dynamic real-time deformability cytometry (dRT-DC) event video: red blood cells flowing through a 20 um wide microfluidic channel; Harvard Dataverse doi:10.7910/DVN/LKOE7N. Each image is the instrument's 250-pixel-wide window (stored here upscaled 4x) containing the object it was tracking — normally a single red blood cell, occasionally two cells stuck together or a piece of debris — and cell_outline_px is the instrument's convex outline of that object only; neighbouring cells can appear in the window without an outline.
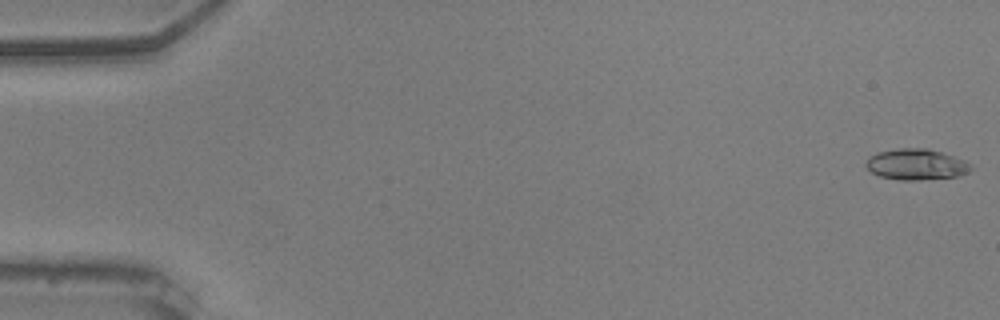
{"species": "common noctule bat (a hibernating species)", "species_latin": "Nyctalus noctula", "temperature_condition": "warm", "stored_images_in_passage": 55, "camera_frame_rate_fps": 3000, "um_per_image_px": 0.085, "animal": {"sex": "male", "body_mass_g": 20.5, "forearm_length_mm": 52.5}, "frame": {"image": 1, "passage_image": 1, "time_ms": 0.0, "image_size_px": [1000, 320], "cell_outline_px": [[972, 168], [968, 172], [960, 176], [920, 180], [900, 180], [880, 176], [872, 172], [864, 164], [876, 152], [896, 148], [928, 148], [964, 160], [972, 164]], "centroid_in_image_um": [77.9, 13.97], "position_along_channel_um": 7.1, "area_um2": 18.9}}
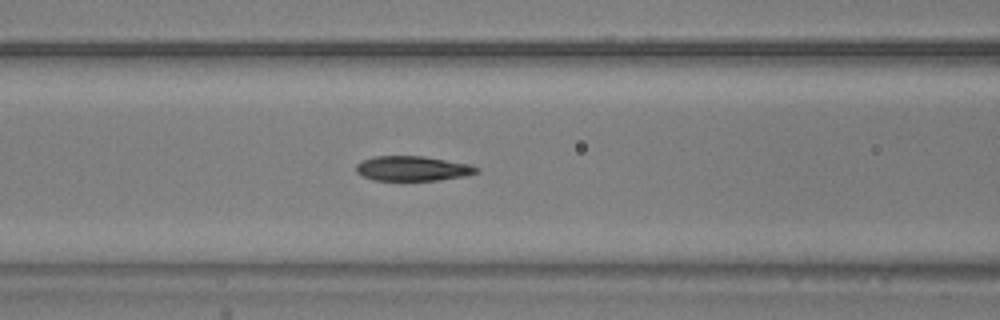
{"frame": {"image": 2, "passage_image": 23, "time_ms": 7.333, "image_size_px": [1000, 320], "cell_outline_px": [[480, 168], [476, 172], [468, 176], [440, 180], [372, 180], [360, 176], [356, 172], [356, 164], [360, 160], [372, 156], [424, 156], [472, 164]], "centroid_in_image_um": [35.05, 14.32], "position_along_channel_um": 131.5, "area_um2": 17.8}}
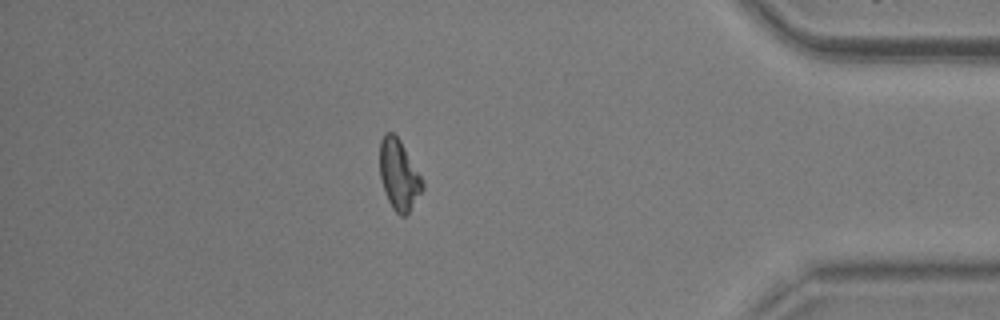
{"frame": {"image": 3, "passage_image": 48, "time_ms": 15.667, "image_size_px": [1000, 320], "cell_outline_px": [[424, 188], [408, 212], [404, 216], [400, 216], [392, 208], [384, 192], [380, 176], [380, 140], [384, 132], [392, 132], [400, 140], [424, 180]], "centroid_in_image_um": [33.9, 14.85], "position_along_channel_um": 401.3, "area_um2": 17.51}, "authors_computed_cell_mechanics": {"area_um2": 18.0336, "velocity_mm_per_s": 3.6661, "shape_relaxation_time_tau1_ms": 4.929, "shape_relaxation_time_tau2_ms": 2.3767, "deformation_change_tau1": 0.1656, "deformation_change_tau2": 0.0759}}